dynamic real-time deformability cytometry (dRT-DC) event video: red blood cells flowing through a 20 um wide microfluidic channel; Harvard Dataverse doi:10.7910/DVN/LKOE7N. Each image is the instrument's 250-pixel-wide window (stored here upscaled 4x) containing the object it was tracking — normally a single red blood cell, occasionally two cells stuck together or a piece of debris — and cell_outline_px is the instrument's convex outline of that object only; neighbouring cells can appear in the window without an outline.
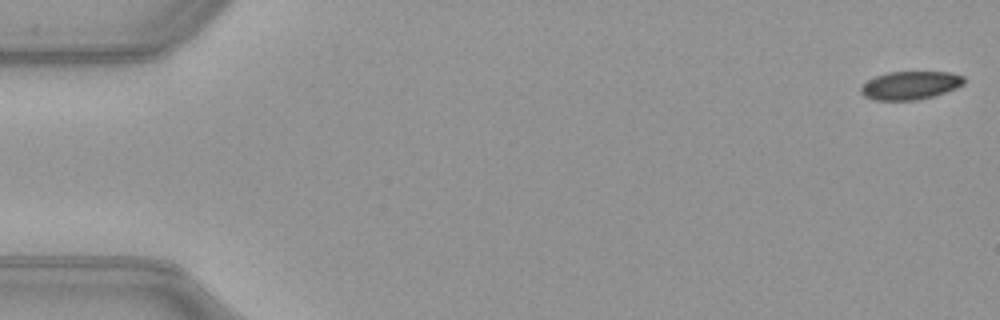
{"species": "common noctule bat (a hibernating species)", "species_latin": "Nyctalus noctula", "temperature_condition": "warm", "stored_images_in_passage": 52, "camera_frame_rate_fps": 3000, "um_per_image_px": 0.085, "animal": {"sex": "female", "body_mass_g": 21.9}, "frame": {"image": 1, "passage_image": 1, "time_ms": 0.0, "image_size_px": [1000, 320], "cell_outline_px": [[964, 84], [956, 88], [932, 96], [916, 100], [876, 100], [864, 96], [860, 92], [860, 88], [868, 80], [876, 76], [888, 72], [948, 72], [964, 76]], "centroid_in_image_um": [77.36, 7.25], "position_along_channel_um": 7.6, "area_um2": 16.82}}
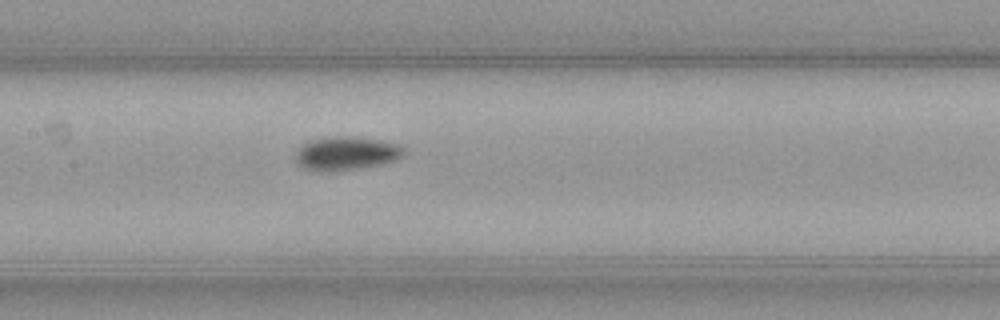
{"frame": {"image": 2, "passage_image": 25, "time_ms": 8.0, "image_size_px": [1000, 320], "cell_outline_px": [[408, 152], [404, 156], [396, 160], [384, 164], [336, 172], [316, 172], [300, 168], [296, 164], [296, 152], [304, 144], [312, 140], [336, 136], [348, 136], [380, 140], [400, 144]], "centroid_in_image_um": [29.46, 13.07], "position_along_channel_um": 177.9, "area_um2": 21.73}}
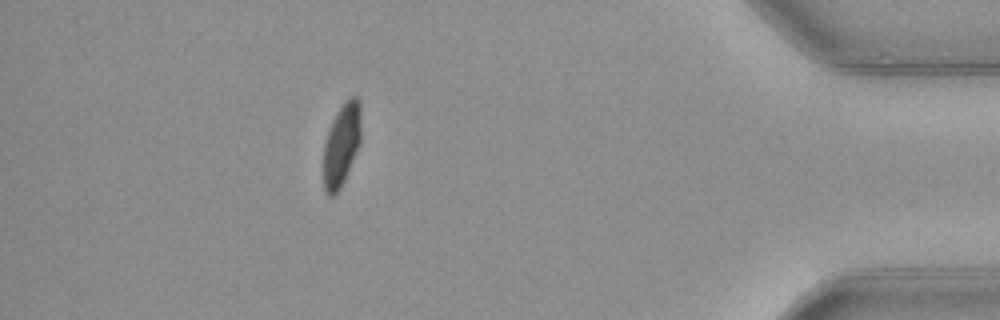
{"frame": {"image": 3, "passage_image": 46, "time_ms": 15.0, "image_size_px": [1000, 320], "cell_outline_px": [[360, 144], [344, 180], [340, 188], [332, 196], [328, 196], [324, 188], [324, 144], [332, 120], [344, 100], [348, 96], [356, 96], [360, 100]], "centroid_in_image_um": [29.04, 12.25], "position_along_channel_um": 406.2, "area_um2": 17.98}, "authors_computed_cell_mechanics": {"area_um2": 18.9584, "velocity_mm_per_s": 3.9997, "shape_relaxation_time_tau1_ms": 3.7333, "shape_relaxation_time_tau2_ms": 1.9981, "deformation_change_tau1": 0.0995, "deformation_change_tau2": 0.0294}}